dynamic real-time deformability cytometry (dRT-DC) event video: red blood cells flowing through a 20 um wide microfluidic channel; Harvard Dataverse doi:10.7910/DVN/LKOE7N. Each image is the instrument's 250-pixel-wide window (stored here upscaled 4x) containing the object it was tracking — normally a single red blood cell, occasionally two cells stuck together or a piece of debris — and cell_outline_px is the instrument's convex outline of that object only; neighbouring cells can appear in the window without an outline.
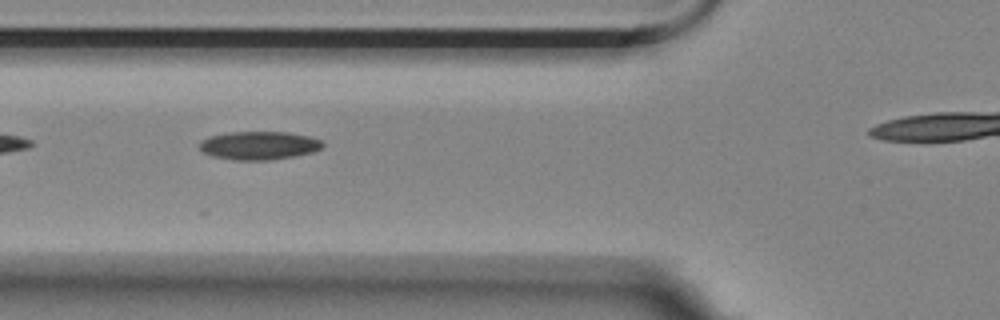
{"species": "Egyptian fruit bat (a non-hibernating species)", "species_latin": "Rousettus aegyptiacus", "temperature_condition": "room temperature", "stored_images_in_passage": 7, "camera_frame_rate_fps": 3000, "um_per_image_px": 0.085, "animal": {"sex": "female"}, "frame": {"image": 1, "passage_image": 2, "time_ms": 0.333, "image_size_px": [1000, 320], "cell_outline_px": [[324, 144], [320, 148], [312, 152], [292, 156], [268, 160], [232, 160], [212, 156], [204, 152], [200, 148], [200, 140], [208, 136], [228, 132], [288, 132], [308, 136], [320, 140]], "centroid_in_image_um": [21.97, 12.36], "position_along_channel_um": 103.8, "area_um2": 20.23}}
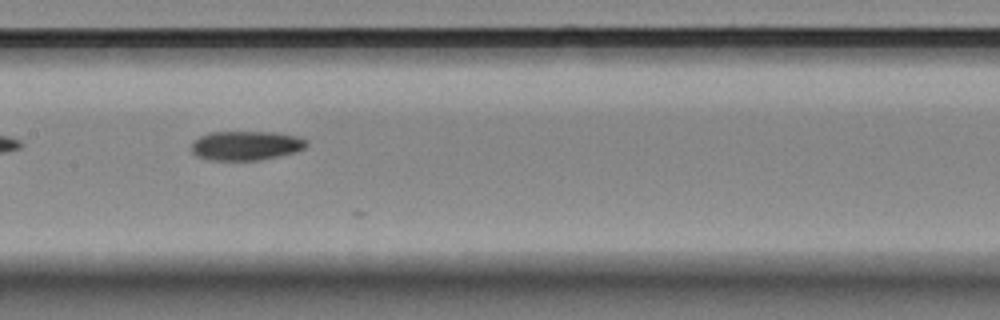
{"frame": {"image": 2, "passage_image": 4, "time_ms": 1.0, "image_size_px": [1000, 320], "cell_outline_px": [[308, 144], [304, 148], [296, 152], [260, 160], [212, 160], [196, 156], [192, 152], [192, 144], [200, 136], [208, 132], [276, 132], [296, 136], [308, 140]], "centroid_in_image_um": [20.93, 12.37], "position_along_channel_um": 186.5, "area_um2": 19.65}}
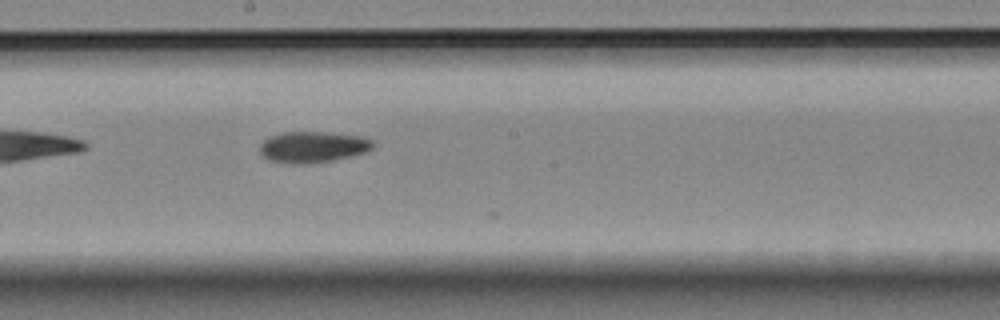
{"frame": {"image": 3, "passage_image": 5, "time_ms": 1.333, "image_size_px": [1000, 320], "cell_outline_px": [[372, 148], [364, 152], [332, 160], [308, 164], [292, 164], [268, 160], [260, 152], [260, 144], [264, 140], [272, 136], [284, 132], [320, 132], [360, 136], [372, 140]], "centroid_in_image_um": [26.54, 12.5], "position_along_channel_um": 221.7, "area_um2": 20.17}}